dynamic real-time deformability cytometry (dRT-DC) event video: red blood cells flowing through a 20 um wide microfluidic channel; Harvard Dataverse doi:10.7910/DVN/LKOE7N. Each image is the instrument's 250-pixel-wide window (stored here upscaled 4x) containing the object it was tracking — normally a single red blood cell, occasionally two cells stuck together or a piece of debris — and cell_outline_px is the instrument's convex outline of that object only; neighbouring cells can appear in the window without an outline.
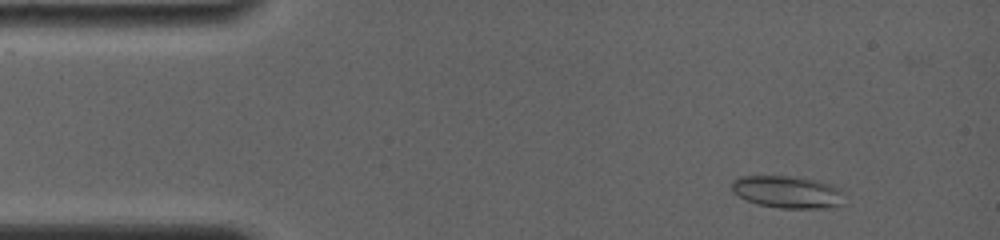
{"species": "common noctule bat (a hibernating species)", "species_latin": "Nyctalus noctula", "temperature_condition": "room temperature", "stored_images_in_passage": 28, "camera_frame_rate_fps": 4000, "um_per_image_px": 0.085, "animal": {"sex": "female", "body_mass_g": 19.0, "forearm_length_mm": 56.7}, "frame": {"image": 1, "passage_image": 5, "time_ms": 1.25, "image_size_px": [1000, 240], "cell_outline_px": [[848, 204], [828, 208], [780, 208], [756, 204], [732, 192], [732, 180], [740, 176], [788, 176], [820, 180], [832, 184], [848, 192]], "centroid_in_image_um": [67.1, 16.33], "position_along_channel_um": 17.9, "area_um2": 21.96}}
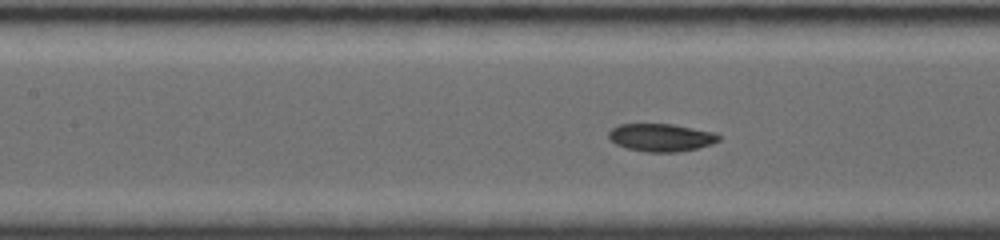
{"frame": {"image": 2, "passage_image": 21, "time_ms": 6.75, "image_size_px": [1000, 240], "cell_outline_px": [[720, 140], [712, 144], [696, 148], [676, 152], [648, 152], [628, 148], [616, 144], [608, 136], [608, 132], [612, 128], [620, 124], [672, 124], [716, 132], [720, 136]], "centroid_in_image_um": [56.22, 11.68], "position_along_channel_um": 151.2, "area_um2": 17.74}}
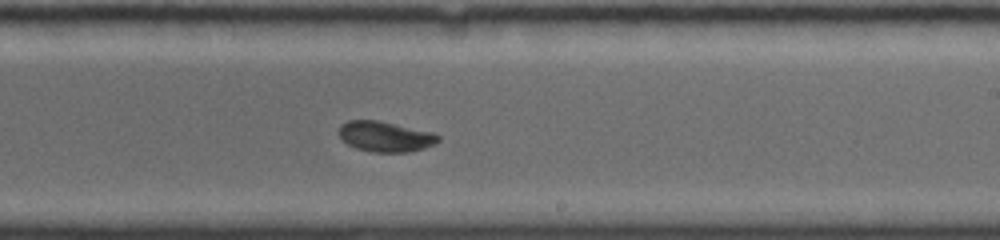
{"frame": {"image": 3, "passage_image": 28, "time_ms": 9.5, "image_size_px": [1000, 240], "cell_outline_px": [[440, 140], [424, 148], [408, 152], [372, 152], [356, 148], [348, 144], [336, 132], [340, 124], [348, 120], [376, 120], [436, 132], [440, 136]], "centroid_in_image_um": [32.74, 11.59], "position_along_channel_um": 256.3, "area_um2": 17.74}}